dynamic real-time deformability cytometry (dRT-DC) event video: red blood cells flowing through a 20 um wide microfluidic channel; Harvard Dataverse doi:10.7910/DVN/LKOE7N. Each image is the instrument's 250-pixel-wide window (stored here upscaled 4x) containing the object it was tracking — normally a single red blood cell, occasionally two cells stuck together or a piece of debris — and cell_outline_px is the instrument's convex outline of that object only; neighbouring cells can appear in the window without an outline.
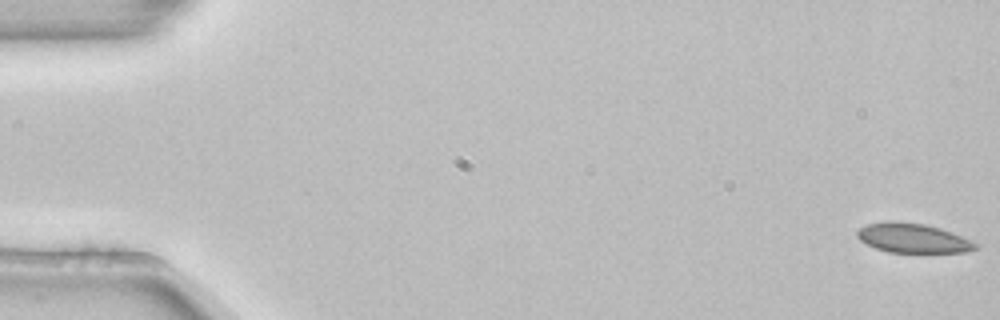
{"species": "common noctule bat (a hibernating species)", "species_latin": "Nyctalus noctula", "temperature_condition": "room temperature", "stored_images_in_passage": 4, "camera_frame_rate_fps": 3000, "um_per_image_px": 0.085, "animal": {"sex": "female", "body_mass_g": 22.7, "forearm_length_mm": 54.2}, "frame": {"image": 1, "passage_image": 1, "time_ms": 0.0, "image_size_px": [1000, 320], "cell_outline_px": [[976, 248], [964, 252], [888, 252], [876, 248], [860, 240], [856, 236], [856, 232], [860, 228], [868, 224], [888, 220], [892, 220], [924, 224], [940, 228], [952, 232], [976, 244]], "centroid_in_image_um": [77.53, 20.22], "position_along_channel_um": 7.5, "area_um2": 20.0}}
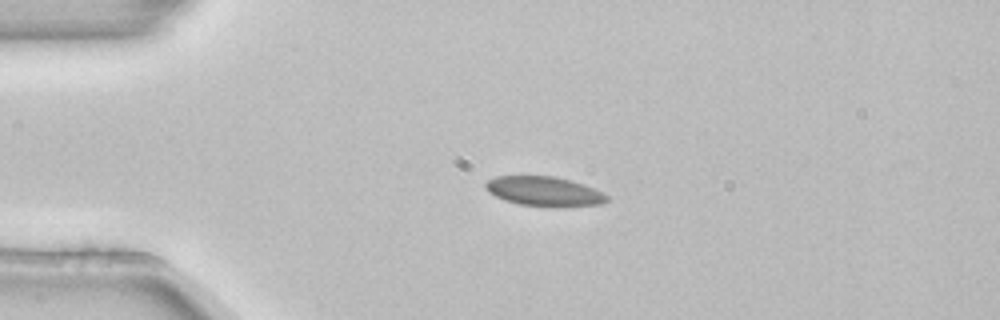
{"frame": {"image": 2, "passage_image": 3, "time_ms": 0.667, "image_size_px": [1000, 320], "cell_outline_px": [[608, 200], [600, 204], [560, 208], [552, 208], [520, 204], [504, 200], [488, 192], [484, 188], [484, 184], [488, 180], [496, 176], [556, 176], [584, 184], [608, 196]], "centroid_in_image_um": [46.24, 16.28], "position_along_channel_um": 38.8, "area_um2": 21.15}}